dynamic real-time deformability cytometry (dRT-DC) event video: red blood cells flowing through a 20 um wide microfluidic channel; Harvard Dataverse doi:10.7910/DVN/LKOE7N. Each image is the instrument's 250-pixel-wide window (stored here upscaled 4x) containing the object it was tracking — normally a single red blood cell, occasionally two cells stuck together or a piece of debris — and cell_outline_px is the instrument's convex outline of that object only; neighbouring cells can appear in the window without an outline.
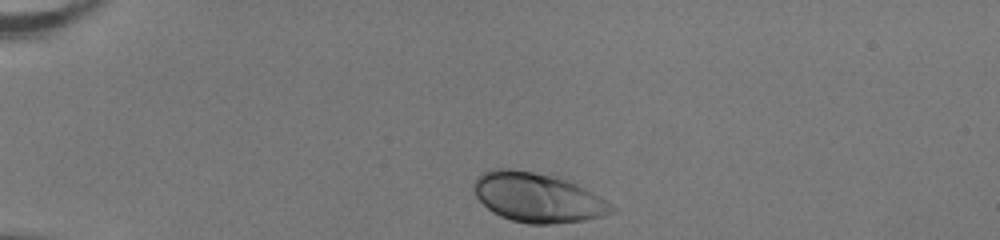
{"species": "human", "species_latin": "Homo sapiens", "temperature_condition": "room temperature", "stored_images_in_passage": 33, "camera_frame_rate_fps": 3000, "um_per_image_px": 0.085, "donor": {"sex": "female"}, "frame": {"image": 1, "passage_image": 1, "time_ms": 0.0, "image_size_px": [1000, 240], "cell_outline_px": [[620, 208], [616, 212], [584, 220], [552, 224], [528, 224], [512, 220], [500, 216], [492, 212], [476, 196], [472, 188], [472, 184], [476, 176], [492, 168], [512, 168], [556, 172], [600, 196]], "centroid_in_image_um": [45.73, 16.73], "position_along_channel_um": 39.3, "area_um2": 41.15}}
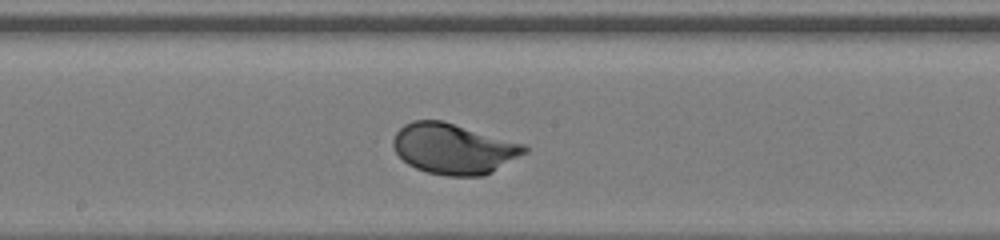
{"frame": {"image": 2, "passage_image": 18, "time_ms": 5.667, "image_size_px": [1000, 240], "cell_outline_px": [[528, 152], [492, 172], [484, 176], [444, 176], [428, 172], [416, 168], [408, 164], [396, 152], [392, 144], [392, 140], [396, 132], [404, 124], [412, 120], [440, 120], [524, 144], [528, 148]], "centroid_in_image_um": [38.55, 12.65], "position_along_channel_um": 209.6, "area_um2": 38.49}}
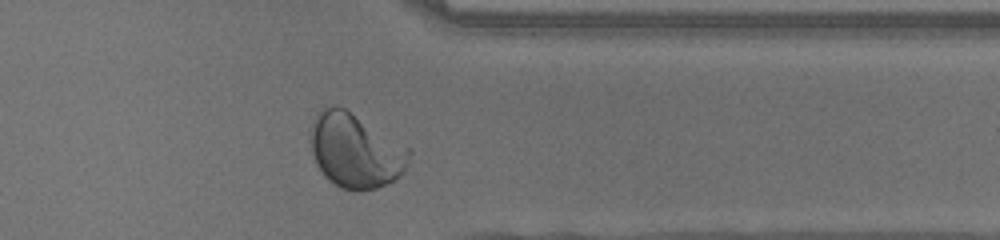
{"frame": {"image": 3, "passage_image": 31, "time_ms": 10.0, "image_size_px": [1000, 240], "cell_outline_px": [[412, 152], [408, 164], [404, 172], [400, 176], [376, 188], [340, 188], [328, 180], [324, 176], [316, 164], [308, 140], [308, 136], [316, 112], [324, 104], [332, 104], [344, 108], [408, 148]], "centroid_in_image_um": [30.14, 12.76], "position_along_channel_um": 381.3, "area_um2": 42.48}, "authors_computed_cell_mechanics": {"area_um2": 37.7434, "velocity_mm_per_s": 3.9965, "shape_relaxation_time_tau1_ms": 1.6266, "shape_relaxation_time_tau2_ms": null, "deformation_change_tau1": 0.1256, "deformation_change_tau2": null}}